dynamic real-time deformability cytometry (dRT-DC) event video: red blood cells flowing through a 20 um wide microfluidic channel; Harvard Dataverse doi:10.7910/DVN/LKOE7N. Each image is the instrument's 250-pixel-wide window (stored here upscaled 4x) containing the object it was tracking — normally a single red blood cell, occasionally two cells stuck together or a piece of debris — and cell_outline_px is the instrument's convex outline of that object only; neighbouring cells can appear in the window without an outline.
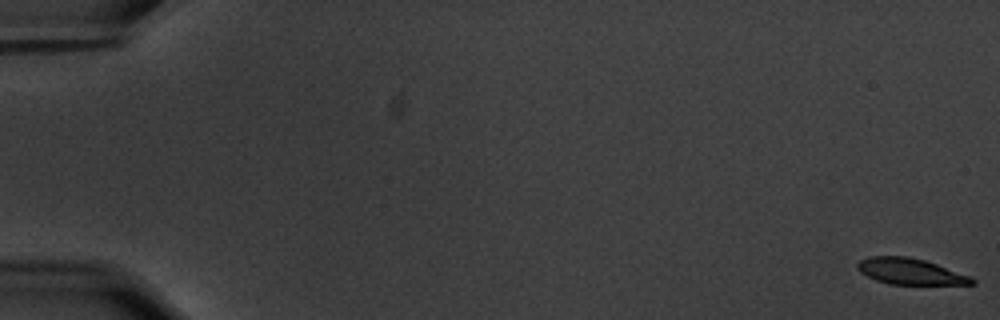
{"species": "common noctule bat (a hibernating species)", "species_latin": "Nyctalus noctula", "temperature_condition": "warm", "stored_images_in_passage": 59, "camera_frame_rate_fps": 3000, "um_per_image_px": 0.085, "animal": {"sex": "male", "body_mass_g": 20.1, "forearm_length_mm": 53.5}, "frame": {"image": 1, "passage_image": 1, "time_ms": 0.0, "image_size_px": [1000, 320], "cell_outline_px": [[976, 284], [888, 284], [876, 280], [860, 272], [856, 268], [856, 264], [860, 260], [868, 256], [908, 256], [924, 260], [972, 276], [976, 280]], "centroid_in_image_um": [77.37, 23.07], "position_along_channel_um": 7.6, "area_um2": 17.46}}
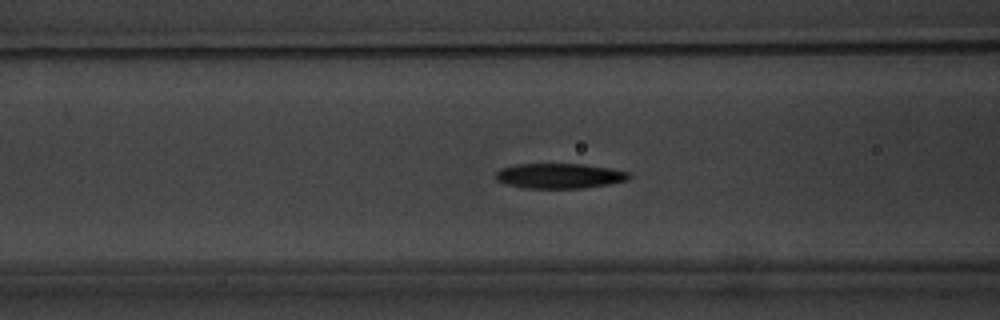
{"frame": {"image": 2, "passage_image": 25, "time_ms": 8.0, "image_size_px": [1000, 320], "cell_outline_px": [[632, 176], [628, 180], [608, 184], [584, 188], [524, 188], [504, 184], [496, 180], [496, 172], [500, 168], [516, 164], [584, 164], [612, 168], [628, 172]], "centroid_in_image_um": [47.55, 14.95], "position_along_channel_um": 119.1, "area_um2": 19.65}}
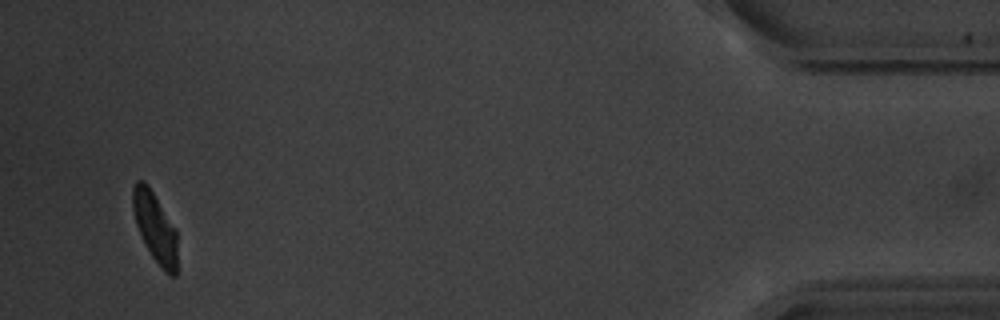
{"frame": {"image": 3, "passage_image": 57, "time_ms": 18.667, "image_size_px": [1000, 320], "cell_outline_px": [[176, 276], [172, 276], [164, 272], [152, 256], [136, 224], [132, 208], [132, 188], [136, 180], [144, 180], [176, 228]], "centroid_in_image_um": [13.17, 19.3], "position_along_channel_um": 422.0, "area_um2": 17.8}, "authors_computed_cell_mechanics": {"area_um2": 19.4208, "velocity_mm_per_s": 3.5044, "shape_relaxation_time_tau1_ms": 2.8495, "shape_relaxation_time_tau2_ms": 3.9323, "deformation_change_tau1": 0.1685, "deformation_change_tau2": 0.0766}}